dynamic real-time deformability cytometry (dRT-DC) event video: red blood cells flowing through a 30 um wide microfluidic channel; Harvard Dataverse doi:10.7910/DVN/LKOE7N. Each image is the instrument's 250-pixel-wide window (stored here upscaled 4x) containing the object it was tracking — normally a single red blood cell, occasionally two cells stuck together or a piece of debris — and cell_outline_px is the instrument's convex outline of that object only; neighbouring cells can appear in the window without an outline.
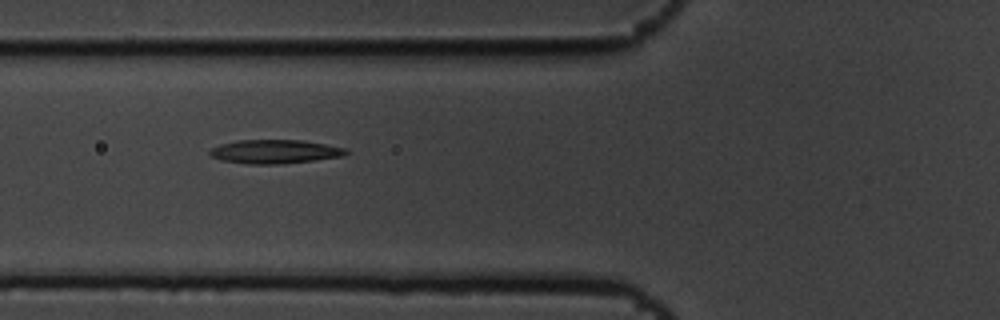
{"species": "common noctule bat (a hibernating species)", "species_latin": "Nyctalus noctula", "temperature_condition": "cold", "stored_images_in_passage": 6, "camera_frame_rate_fps": 3000, "um_per_image_px": 0.085, "animal": {"sex": "male", "body_mass_g": 19.5, "forearm_length_mm": 54.6}, "frame": {"image": 1, "passage_image": 6, "time_ms": 1.667, "image_size_px": [1000, 320], "cell_outline_px": [[348, 152], [344, 156], [312, 160], [276, 164], [248, 164], [220, 160], [208, 156], [208, 152], [212, 148], [220, 144], [236, 140], [304, 140], [344, 148]], "centroid_in_image_um": [23.28, 12.88], "position_along_channel_um": 102.5, "area_um2": 18.84}}